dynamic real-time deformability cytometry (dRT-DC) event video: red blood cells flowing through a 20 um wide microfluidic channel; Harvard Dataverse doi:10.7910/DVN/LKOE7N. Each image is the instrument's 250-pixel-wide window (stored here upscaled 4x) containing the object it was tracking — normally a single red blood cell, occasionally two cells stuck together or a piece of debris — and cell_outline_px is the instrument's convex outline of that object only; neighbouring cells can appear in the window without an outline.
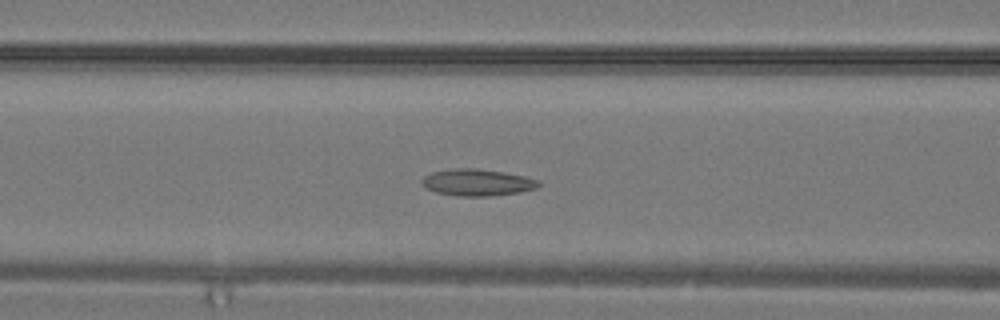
{"species": "common noctule bat (a hibernating species)", "species_latin": "Nyctalus noctula", "temperature_condition": "warm", "stored_images_in_passage": 30, "camera_frame_rate_fps": 3000, "um_per_image_px": 0.085, "animal": {"sex": "male", "body_mass_g": 19.2, "forearm_length_mm": 51.8}, "frame": {"image": 1, "passage_image": 12, "time_ms": 3.667, "image_size_px": [1000, 320], "cell_outline_px": [[540, 184], [536, 188], [516, 192], [488, 196], [456, 196], [436, 192], [428, 188], [420, 180], [424, 176], [432, 172], [456, 168], [480, 168], [504, 172], [524, 176], [540, 180]], "centroid_in_image_um": [40.57, 15.49], "position_along_channel_um": 126.0, "area_um2": 18.03}}
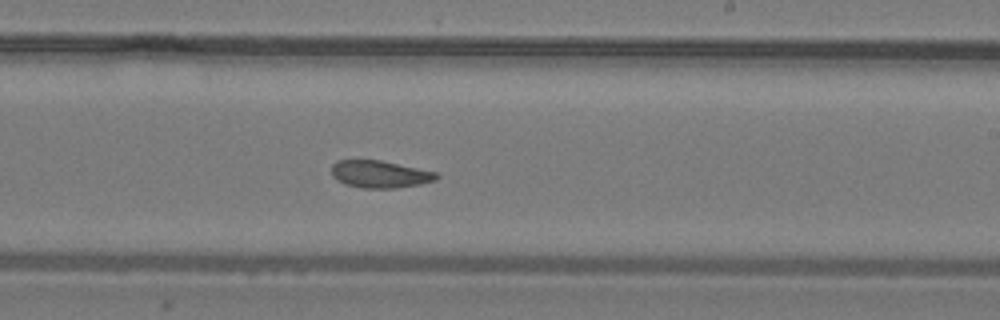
{"frame": {"image": 2, "passage_image": 18, "time_ms": 5.667, "image_size_px": [1000, 320], "cell_outline_px": [[440, 176], [436, 180], [420, 184], [396, 188], [364, 188], [344, 184], [336, 180], [332, 176], [332, 164], [336, 160], [380, 160], [436, 172]], "centroid_in_image_um": [32.27, 14.81], "position_along_channel_um": 256.7, "area_um2": 16.7}}
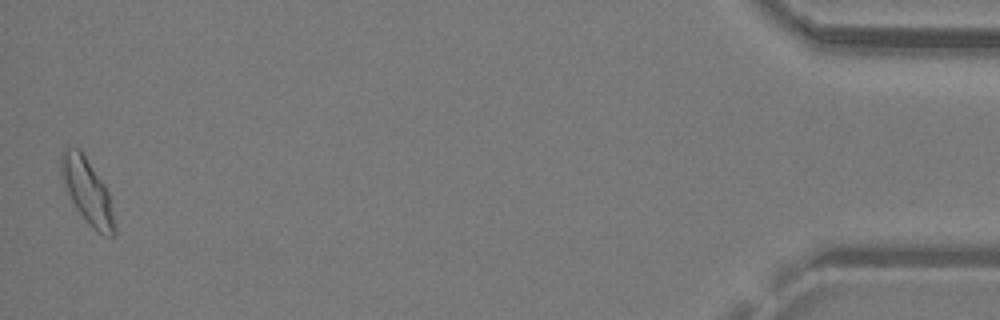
{"frame": {"image": 3, "passage_image": 30, "time_ms": 9.667, "image_size_px": [1000, 320], "cell_outline_px": [[116, 232], [112, 236], [104, 236], [92, 228], [88, 224], [76, 208], [68, 192], [60, 172], [60, 152], [64, 148], [80, 148], [104, 184], [108, 192], [116, 228]], "centroid_in_image_um": [7.42, 16.24], "position_along_channel_um": 427.8, "area_um2": 20.06}}